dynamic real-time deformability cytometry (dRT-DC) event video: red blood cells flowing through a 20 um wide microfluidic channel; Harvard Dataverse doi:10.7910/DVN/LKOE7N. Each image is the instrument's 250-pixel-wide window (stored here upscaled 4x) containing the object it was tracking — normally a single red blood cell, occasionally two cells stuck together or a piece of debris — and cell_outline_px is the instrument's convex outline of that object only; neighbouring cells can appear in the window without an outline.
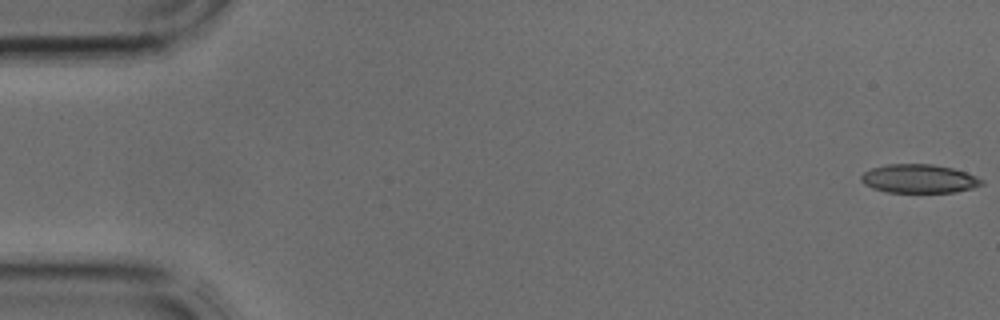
{"species": "common noctule bat (a hibernating species)", "species_latin": "Nyctalus noctula", "temperature_condition": "cold", "stored_images_in_passage": 4, "camera_frame_rate_fps": 3000, "um_per_image_px": 0.085, "animal": {"sex": "male", "body_mass_g": 17.9, "forearm_length_mm": 54.2}, "frame": {"image": 1, "passage_image": 1, "time_ms": 0.0, "image_size_px": [1000, 320], "cell_outline_px": [[984, 184], [972, 188], [956, 192], [888, 192], [872, 188], [864, 184], [860, 180], [860, 176], [864, 172], [872, 168], [888, 164], [932, 164], [952, 168], [976, 176], [984, 180]], "centroid_in_image_um": [78.11, 15.19], "position_along_channel_um": 6.9, "area_um2": 20.11}}
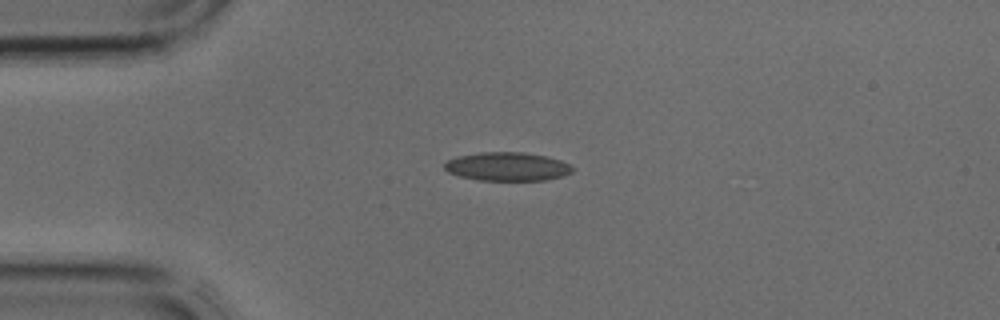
{"frame": {"image": 2, "passage_image": 3, "time_ms": 0.667, "image_size_px": [1000, 320], "cell_outline_px": [[576, 168], [572, 172], [564, 176], [544, 180], [476, 180], [460, 176], [448, 172], [444, 168], [444, 164], [448, 160], [456, 156], [480, 152], [524, 152], [544, 156], [560, 160]], "centroid_in_image_um": [43.12, 14.16], "position_along_channel_um": 41.9, "area_um2": 21.39}}